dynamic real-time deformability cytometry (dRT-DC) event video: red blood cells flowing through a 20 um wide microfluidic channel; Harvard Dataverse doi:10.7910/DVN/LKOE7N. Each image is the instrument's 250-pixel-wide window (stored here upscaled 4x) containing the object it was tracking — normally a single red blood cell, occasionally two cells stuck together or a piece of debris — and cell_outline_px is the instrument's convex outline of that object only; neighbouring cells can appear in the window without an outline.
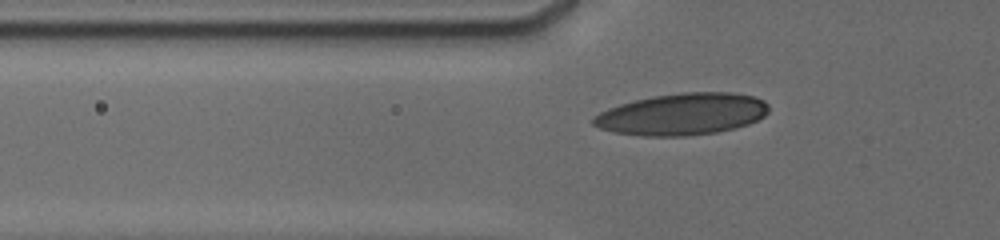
{"species": "human", "species_latin": "Homo sapiens", "temperature_condition": "cold", "stored_images_in_passage": 36, "camera_frame_rate_fps": 3000, "um_per_image_px": 0.085, "donor": {"sex": "male"}, "frame": {"image": 1, "passage_image": 3, "time_ms": 0.667, "image_size_px": [1000, 240], "cell_outline_px": [[768, 112], [764, 116], [748, 124], [716, 132], [684, 136], [644, 136], [616, 132], [600, 128], [592, 124], [592, 120], [600, 112], [620, 104], [652, 96], [684, 92], [728, 92], [752, 96], [764, 100], [768, 104]], "centroid_in_image_um": [58.0, 9.7], "position_along_channel_um": 67.8, "area_um2": 42.31}}
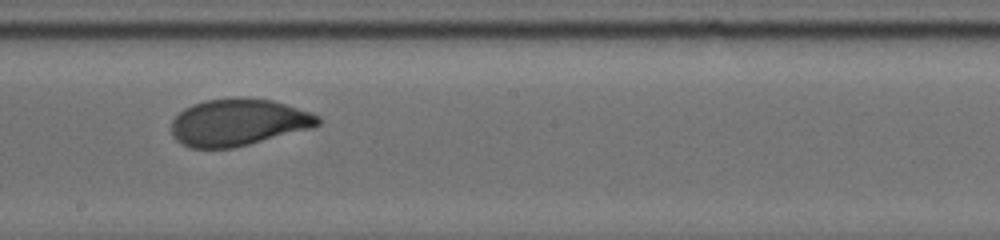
{"frame": {"image": 2, "passage_image": 17, "time_ms": 5.0, "image_size_px": [1000, 240], "cell_outline_px": [[320, 124], [312, 128], [232, 148], [188, 148], [180, 144], [172, 136], [172, 120], [184, 108], [192, 104], [204, 100], [236, 96], [248, 96], [272, 100], [312, 112], [320, 116]], "centroid_in_image_um": [20.24, 10.38], "position_along_channel_um": 228.0, "area_um2": 40.58}}
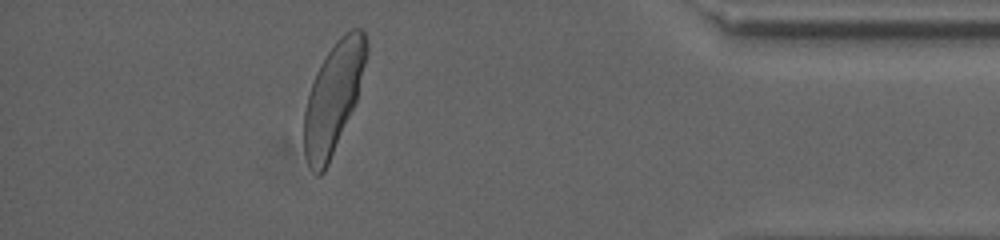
{"frame": {"image": 3, "passage_image": 32, "time_ms": 10.667, "image_size_px": [1000, 240], "cell_outline_px": [[368, 52], [356, 104], [328, 164], [324, 172], [320, 176], [316, 176], [308, 164], [304, 152], [304, 112], [308, 96], [316, 72], [320, 64], [336, 40], [344, 32], [352, 28], [360, 28], [364, 32], [368, 40]], "centroid_in_image_um": [28.35, 8.28], "position_along_channel_um": 406.8, "area_um2": 40.06}, "authors_computed_cell_mechanics": {"area_um2": 40.2288, "velocity_mm_per_s": 3.7812, "shape_relaxation_time_tau1_ms": 3.3595, "shape_relaxation_time_tau2_ms": null, "deformation_change_tau1": 0.145, "deformation_change_tau2": null}}